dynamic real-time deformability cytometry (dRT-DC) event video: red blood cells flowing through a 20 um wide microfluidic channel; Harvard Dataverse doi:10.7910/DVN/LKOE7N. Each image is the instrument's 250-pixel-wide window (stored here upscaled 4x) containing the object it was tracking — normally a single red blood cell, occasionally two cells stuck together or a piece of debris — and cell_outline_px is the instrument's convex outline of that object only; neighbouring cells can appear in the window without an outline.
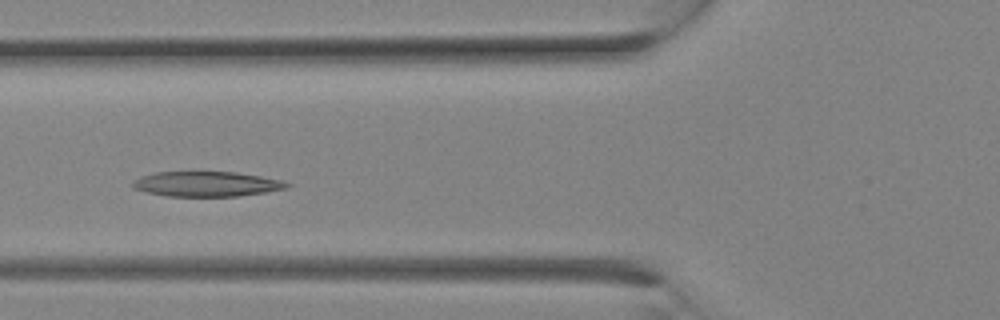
{"species": "Egyptian fruit bat (a non-hibernating species)", "species_latin": "Rousettus aegyptiacus", "temperature_condition": "room temperature", "stored_images_in_passage": 9, "camera_frame_rate_fps": 3000, "um_per_image_px": 0.085, "animal": {"sex": "female"}, "frame": {"image": 1, "passage_image": 6, "time_ms": 1.667, "image_size_px": [1000, 320], "cell_outline_px": [[292, 184], [288, 188], [240, 196], [168, 196], [148, 192], [132, 188], [132, 180], [140, 176], [156, 172], [236, 172], [260, 176], [280, 180]], "centroid_in_image_um": [17.54, 15.64], "position_along_channel_um": 108.3, "area_um2": 22.43}}
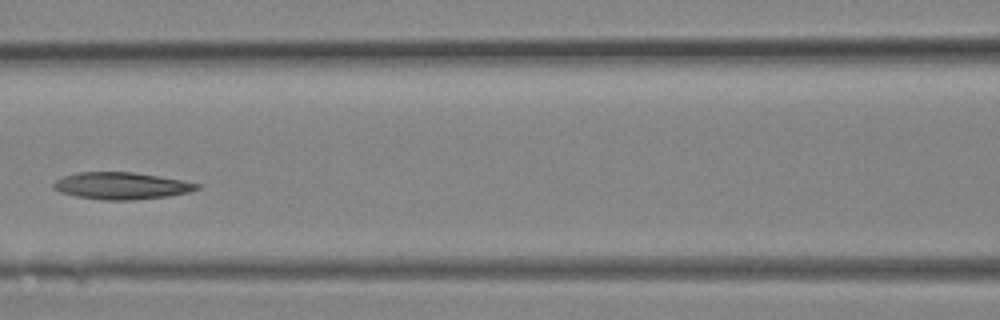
{"frame": {"image": 2, "passage_image": 8, "time_ms": 2.333, "image_size_px": [1000, 320], "cell_outline_px": [[200, 188], [188, 192], [168, 196], [136, 200], [104, 200], [76, 196], [60, 192], [52, 188], [52, 184], [56, 180], [64, 176], [76, 172], [132, 172], [180, 180], [200, 184]], "centroid_in_image_um": [10.28, 15.8], "position_along_channel_um": 156.3, "area_um2": 22.43}}